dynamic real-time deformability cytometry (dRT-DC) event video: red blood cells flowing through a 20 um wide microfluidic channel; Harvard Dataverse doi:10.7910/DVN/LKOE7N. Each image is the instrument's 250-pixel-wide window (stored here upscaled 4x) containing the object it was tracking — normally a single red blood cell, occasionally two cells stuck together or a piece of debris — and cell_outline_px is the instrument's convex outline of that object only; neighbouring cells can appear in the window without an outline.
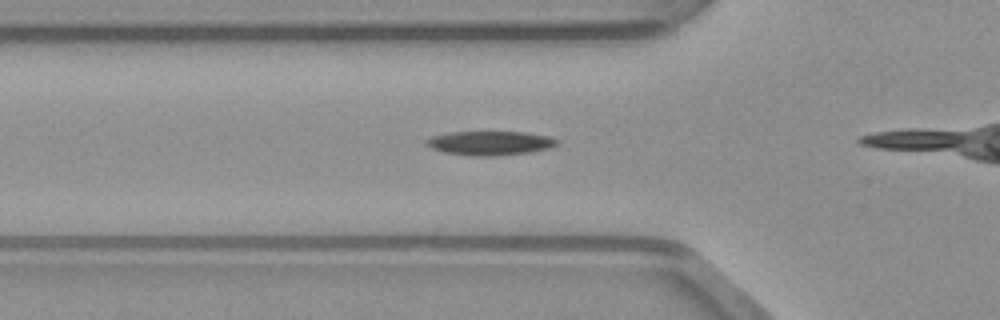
{"species": "common noctule bat (a hibernating species)", "species_latin": "Nyctalus noctula", "temperature_condition": "warm", "stored_images_in_passage": 10, "camera_frame_rate_fps": 3000, "um_per_image_px": 0.085, "animal": {"sex": "male", "body_mass_g": 23.1, "forearm_length_mm": 52.7}, "frame": {"image": 1, "passage_image": 6, "time_ms": 1.667, "image_size_px": [1000, 320], "cell_outline_px": [[560, 140], [556, 144], [548, 148], [532, 152], [492, 156], [476, 156], [444, 152], [428, 148], [424, 144], [424, 140], [432, 136], [452, 132], [524, 132], [548, 136]], "centroid_in_image_um": [41.6, 12.16], "position_along_channel_um": 84.2, "area_um2": 18.38}}
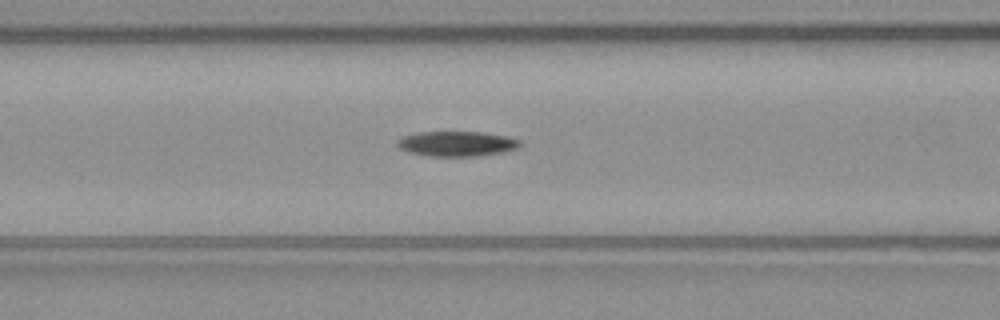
{"frame": {"image": 2, "passage_image": 9, "time_ms": 2.667, "image_size_px": [1000, 320], "cell_outline_px": [[520, 144], [516, 148], [500, 152], [476, 156], [428, 156], [408, 152], [400, 148], [396, 144], [396, 140], [404, 136], [420, 132], [480, 132], [504, 136], [520, 140]], "centroid_in_image_um": [38.76, 12.22], "position_along_channel_um": 127.8, "area_um2": 17.63}}